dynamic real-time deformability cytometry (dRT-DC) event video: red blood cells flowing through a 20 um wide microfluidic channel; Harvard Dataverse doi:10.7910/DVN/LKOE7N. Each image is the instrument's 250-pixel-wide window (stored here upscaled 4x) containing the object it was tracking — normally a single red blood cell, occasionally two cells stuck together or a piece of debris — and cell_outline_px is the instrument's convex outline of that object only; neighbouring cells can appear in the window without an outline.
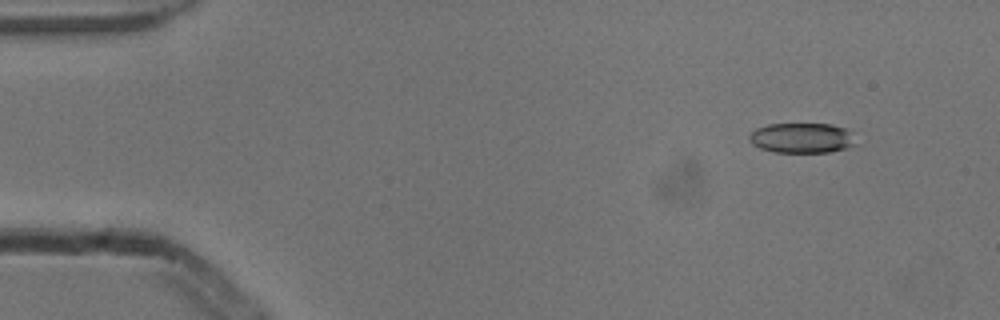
{"species": "common noctule bat (a hibernating species)", "species_latin": "Nyctalus noctula", "temperature_condition": "cold", "stored_images_in_passage": 4, "camera_frame_rate_fps": 3000, "um_per_image_px": 0.085, "animal": {"sex": "male", "body_mass_g": 13.3}, "frame": {"image": 1, "passage_image": 2, "time_ms": 0.333, "image_size_px": [1000, 320], "cell_outline_px": [[856, 144], [844, 148], [828, 152], [776, 152], [760, 148], [752, 144], [748, 140], [748, 136], [756, 128], [768, 124], [832, 124], [844, 128], [852, 132]], "centroid_in_image_um": [68.14, 11.72], "position_along_channel_um": 16.9, "area_um2": 18.67}}
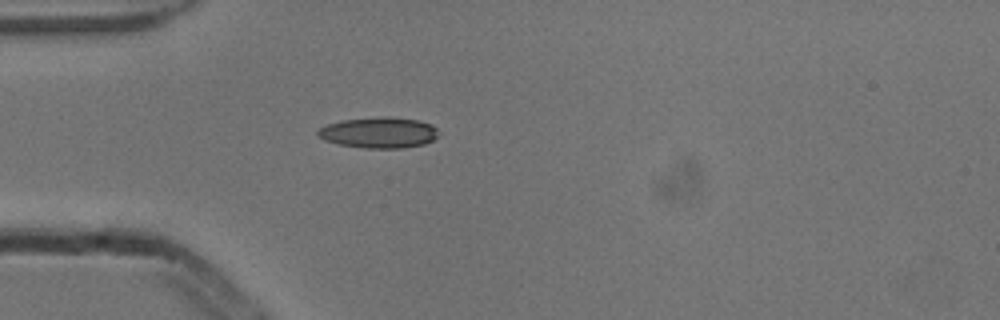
{"frame": {"image": 2, "passage_image": 4, "time_ms": 1.0, "image_size_px": [1000, 320], "cell_outline_px": [[436, 136], [432, 140], [424, 144], [404, 148], [364, 148], [340, 144], [324, 140], [316, 136], [316, 132], [320, 128], [328, 124], [344, 120], [384, 116], [416, 120], [432, 124], [436, 128]], "centroid_in_image_um": [32.18, 11.28], "position_along_channel_um": 52.8, "area_um2": 21.5}}